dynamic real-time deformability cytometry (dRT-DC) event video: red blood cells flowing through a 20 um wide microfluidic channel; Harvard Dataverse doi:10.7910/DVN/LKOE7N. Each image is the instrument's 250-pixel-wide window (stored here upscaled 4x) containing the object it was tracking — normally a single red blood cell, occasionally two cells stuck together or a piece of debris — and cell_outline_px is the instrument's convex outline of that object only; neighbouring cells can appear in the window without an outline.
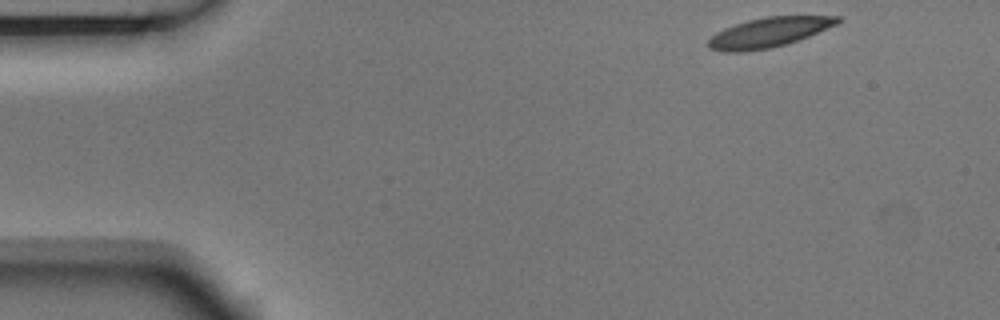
{"species": "Egyptian fruit bat (a non-hibernating species)", "species_latin": "Rousettus aegyptiacus", "temperature_condition": "room temperature", "stored_images_in_passage": 11, "camera_frame_rate_fps": 3000, "um_per_image_px": 0.085, "animal": {"sex": "male"}, "frame": {"image": 1, "passage_image": 1, "time_ms": 0.0, "image_size_px": [1000, 320], "cell_outline_px": [[844, 20], [836, 24], [808, 36], [788, 44], [772, 48], [744, 52], [720, 52], [708, 48], [708, 40], [716, 32], [724, 28], [748, 20], [764, 16], [844, 16]], "centroid_in_image_um": [65.34, 2.76], "position_along_channel_um": 19.7, "area_um2": 22.6}}
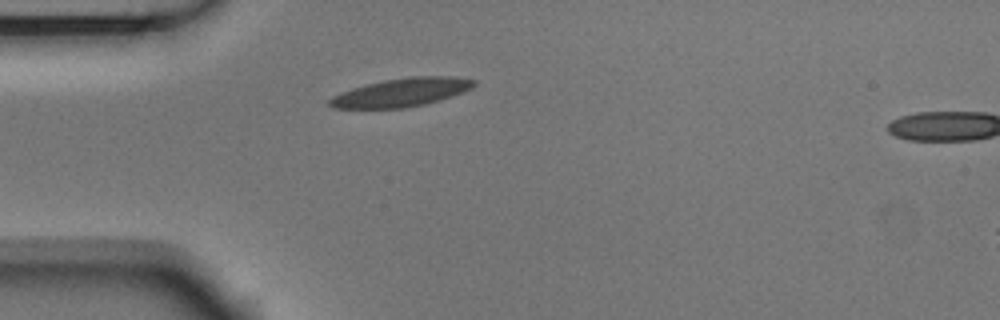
{"frame": {"image": 2, "passage_image": 10, "time_ms": 3.0, "image_size_px": [1000, 320], "cell_outline_px": [[476, 84], [472, 88], [464, 92], [424, 104], [404, 108], [332, 108], [328, 104], [328, 100], [332, 96], [352, 88], [384, 80], [408, 76], [456, 76], [476, 80]], "centroid_in_image_um": [34.14, 7.84], "position_along_channel_um": 50.9, "area_um2": 23.87}}